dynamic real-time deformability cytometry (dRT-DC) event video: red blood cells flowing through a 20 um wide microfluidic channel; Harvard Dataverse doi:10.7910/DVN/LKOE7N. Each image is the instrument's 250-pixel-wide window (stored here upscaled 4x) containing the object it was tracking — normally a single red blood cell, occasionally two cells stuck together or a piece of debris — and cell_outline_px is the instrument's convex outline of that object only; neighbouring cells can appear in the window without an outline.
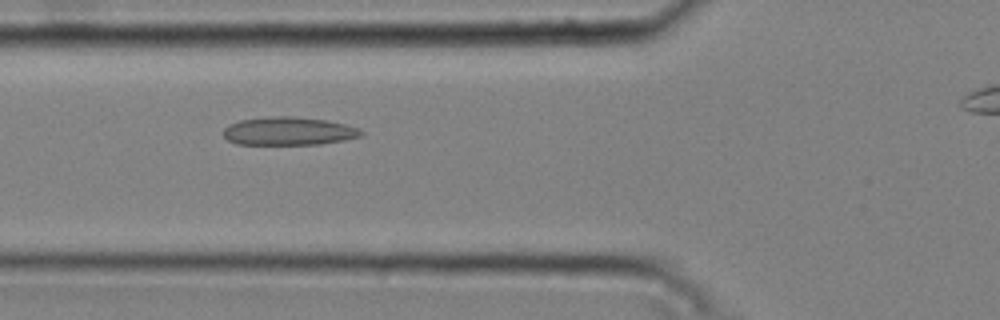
{"species": "common noctule bat (a hibernating species)", "species_latin": "Nyctalus noctula", "temperature_condition": "cold", "stored_images_in_passage": 33, "camera_frame_rate_fps": 3000, "um_per_image_px": 0.085, "animal": {"sex": "male", "body_mass_g": 20.4}, "frame": {"image": 1, "passage_image": 5, "time_ms": 1.333, "image_size_px": [1000, 320], "cell_outline_px": [[364, 136], [344, 140], [320, 144], [236, 144], [228, 140], [224, 136], [224, 128], [228, 124], [240, 120], [272, 116], [292, 116], [324, 120], [344, 124], [360, 128], [364, 132]], "centroid_in_image_um": [24.55, 11.15], "position_along_channel_um": 101.2, "area_um2": 22.66}}
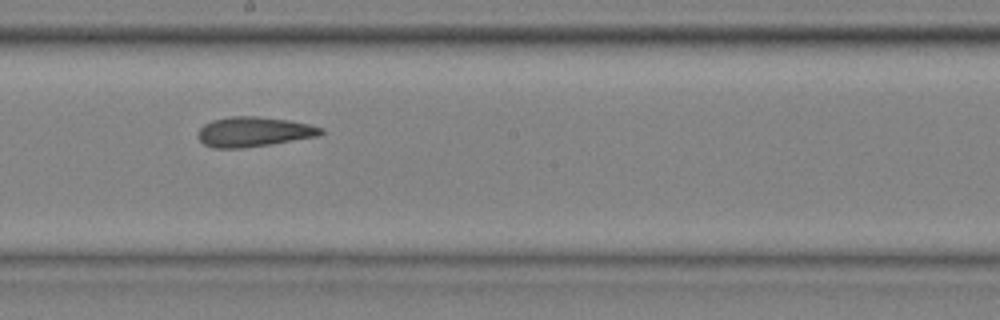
{"frame": {"image": 2, "passage_image": 15, "time_ms": 4.667, "image_size_px": [1000, 320], "cell_outline_px": [[324, 132], [320, 136], [244, 148], [212, 148], [204, 144], [196, 136], [200, 128], [204, 124], [212, 120], [232, 116], [256, 116], [288, 120], [308, 124], [324, 128]], "centroid_in_image_um": [21.56, 11.2], "position_along_channel_um": 226.6, "area_um2": 21.44}}
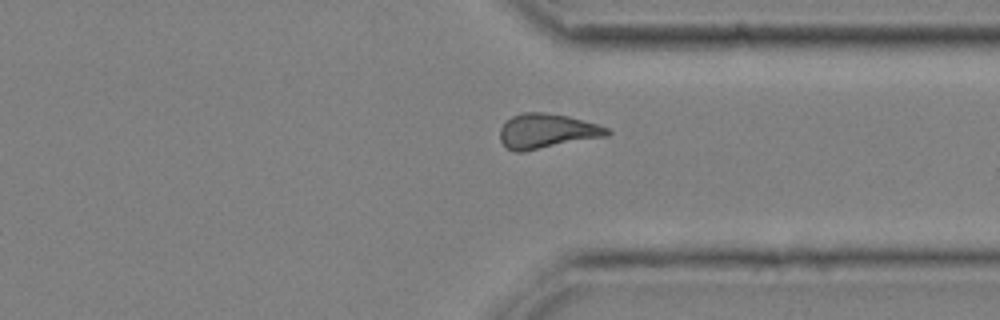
{"frame": {"image": 3, "passage_image": 26, "time_ms": 8.333, "image_size_px": [1000, 320], "cell_outline_px": [[612, 132], [608, 136], [524, 152], [516, 152], [504, 148], [500, 140], [500, 128], [512, 116], [524, 112], [544, 112], [568, 116], [596, 124], [608, 128]], "centroid_in_image_um": [46.47, 11.16], "position_along_channel_um": 364.9, "area_um2": 21.85}, "authors_computed_cell_mechanics": {"area_um2": 21.5016, "velocity_mm_per_s": 3.7629, "shape_relaxation_time_tau1_ms": null, "shape_relaxation_time_tau2_ms": 4.3698, "deformation_change_tau1": null, "deformation_change_tau2": 0.1265}}